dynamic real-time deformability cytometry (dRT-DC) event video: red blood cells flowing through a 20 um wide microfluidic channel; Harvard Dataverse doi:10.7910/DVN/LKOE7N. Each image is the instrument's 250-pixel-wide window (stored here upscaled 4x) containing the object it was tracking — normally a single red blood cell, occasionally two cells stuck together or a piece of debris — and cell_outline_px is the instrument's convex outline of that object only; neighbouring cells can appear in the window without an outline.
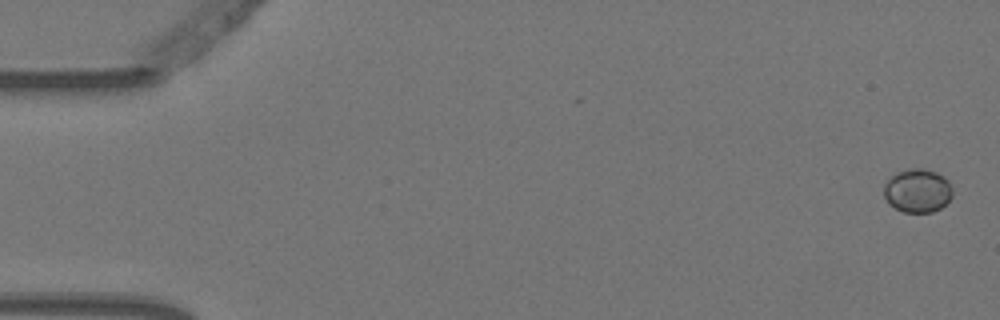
{"species": "Egyptian fruit bat (a non-hibernating species)", "species_latin": "Rousettus aegyptiacus", "temperature_condition": "warm", "stored_images_in_passage": 5, "camera_frame_rate_fps": 3000, "um_per_image_px": 0.085, "animal": {"sex": "female"}, "frame": {"image": 1, "passage_image": 1, "time_ms": 0.0, "image_size_px": [1000, 320], "cell_outline_px": [[952, 196], [940, 208], [932, 212], [904, 212], [888, 204], [884, 196], [884, 184], [896, 172], [908, 168], [924, 168], [936, 172], [944, 176], [948, 180], [952, 188]], "centroid_in_image_um": [77.98, 16.19], "position_along_channel_um": 7.0, "area_um2": 17.51}}
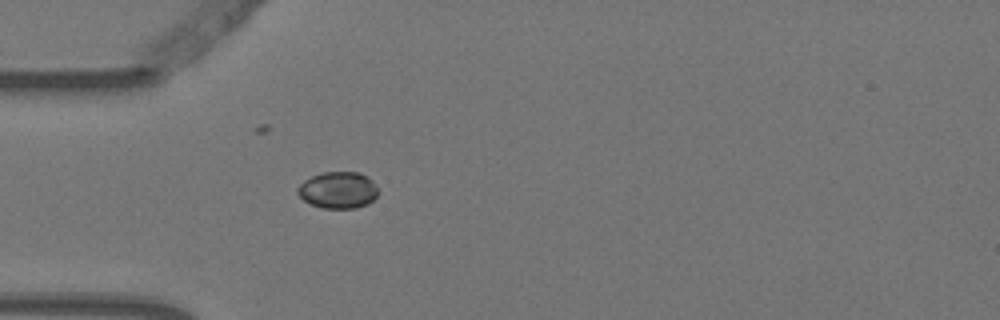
{"frame": {"image": 2, "passage_image": 5, "time_ms": 1.333, "image_size_px": [1000, 320], "cell_outline_px": [[380, 192], [368, 204], [356, 208], [320, 208], [304, 200], [296, 192], [296, 188], [304, 180], [312, 176], [324, 172], [360, 172], [368, 176], [372, 180]], "centroid_in_image_um": [28.75, 16.15], "position_along_channel_um": 56.2, "area_um2": 17.34}}